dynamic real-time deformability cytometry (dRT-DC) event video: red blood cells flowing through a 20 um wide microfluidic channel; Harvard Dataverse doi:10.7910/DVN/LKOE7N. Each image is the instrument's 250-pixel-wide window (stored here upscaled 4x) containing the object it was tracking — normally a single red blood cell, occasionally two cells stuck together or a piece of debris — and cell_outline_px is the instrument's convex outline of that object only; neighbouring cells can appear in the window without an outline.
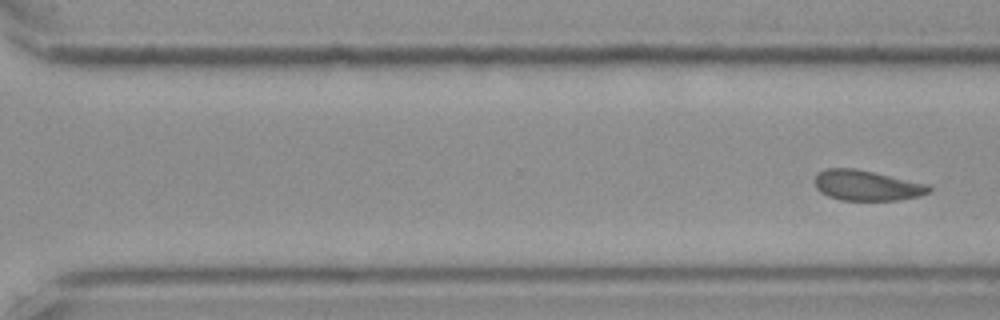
{"species": "Egyptian fruit bat (a non-hibernating species)", "species_latin": "Rousettus aegyptiacus", "temperature_condition": "cold", "stored_images_in_passage": 10, "segment_of_instrument_passage": [2, 2], "camera_frame_rate_fps": 3000, "um_per_image_px": 0.085, "frame": {"image": 1, "passage_image": 10, "time_ms": 3.0, "image_size_px": [1000, 320], "cell_outline_px": [[932, 192], [920, 196], [900, 200], [840, 200], [828, 196], [820, 192], [816, 188], [812, 180], [824, 168], [856, 168], [928, 184], [932, 188]], "centroid_in_image_um": [73.67, 15.76], "position_along_channel_um": 296.9, "area_um2": 20.46}}